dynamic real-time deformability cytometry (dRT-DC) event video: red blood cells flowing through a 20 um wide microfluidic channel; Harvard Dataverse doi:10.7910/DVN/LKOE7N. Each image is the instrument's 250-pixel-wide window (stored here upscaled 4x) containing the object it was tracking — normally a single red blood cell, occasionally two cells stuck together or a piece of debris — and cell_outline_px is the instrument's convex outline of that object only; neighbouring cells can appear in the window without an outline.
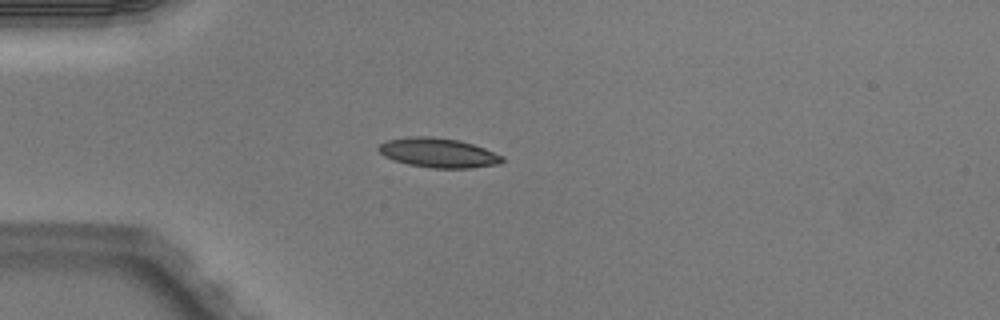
{"species": "Egyptian fruit bat (a non-hibernating species)", "species_latin": "Rousettus aegyptiacus", "temperature_condition": "warm", "stored_images_in_passage": 5, "camera_frame_rate_fps": 3000, "um_per_image_px": 0.085, "animal": {"sex": "male"}, "frame": {"image": 1, "passage_image": 5, "time_ms": 1.333, "image_size_px": [1000, 320], "cell_outline_px": [[504, 160], [500, 164], [472, 168], [432, 168], [408, 164], [384, 156], [376, 148], [380, 144], [388, 140], [408, 136], [432, 136], [460, 140], [484, 148], [504, 156]], "centroid_in_image_um": [37.28, 12.98], "position_along_channel_um": 47.7, "area_um2": 21.33}}